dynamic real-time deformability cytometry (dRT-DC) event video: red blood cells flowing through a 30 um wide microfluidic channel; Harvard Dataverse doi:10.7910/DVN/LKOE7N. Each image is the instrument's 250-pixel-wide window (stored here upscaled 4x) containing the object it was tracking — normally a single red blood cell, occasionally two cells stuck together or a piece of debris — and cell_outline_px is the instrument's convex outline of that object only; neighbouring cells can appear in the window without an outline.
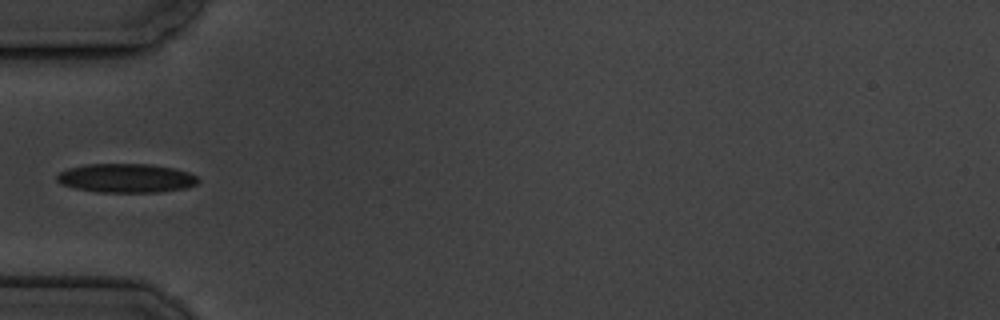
{"species": "common noctule bat (a hibernating species)", "species_latin": "Nyctalus noctula", "temperature_condition": "cold", "stored_images_in_passage": 1, "camera_frame_rate_fps": 3000, "um_per_image_px": 0.085, "animal": {"sex": "male", "body_mass_g": 19.5, "forearm_length_mm": 54.6}, "frame": {"image": 1, "passage_image": 1, "time_ms": 0.0, "image_size_px": [1000, 320], "cell_outline_px": [[200, 180], [196, 184], [188, 188], [160, 192], [96, 192], [76, 188], [60, 184], [56, 180], [56, 176], [60, 172], [68, 168], [84, 164], [152, 164], [176, 168], [188, 172], [196, 176]], "centroid_in_image_um": [10.74, 15.14], "position_along_channel_um": 74.3, "area_um2": 24.1}}